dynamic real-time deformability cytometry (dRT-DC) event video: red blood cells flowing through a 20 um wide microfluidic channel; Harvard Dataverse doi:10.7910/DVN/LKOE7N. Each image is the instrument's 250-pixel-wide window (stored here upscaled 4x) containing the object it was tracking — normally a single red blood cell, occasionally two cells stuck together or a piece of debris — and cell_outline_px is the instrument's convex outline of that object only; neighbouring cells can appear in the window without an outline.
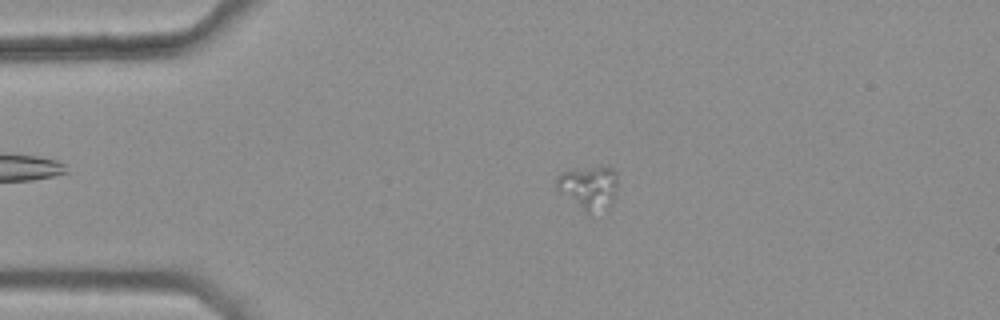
{"species": "common noctule bat (a hibernating species)", "species_latin": "Nyctalus noctula", "temperature_condition": "warm", "stored_images_in_passage": 41, "camera_frame_rate_fps": 3000, "um_per_image_px": 0.085, "animal": {"sex": "female", "body_mass_g": 25.1}, "frame": {"image": 1, "passage_image": 6, "time_ms": 1.667, "image_size_px": [1000, 320], "cell_outline_px": [[616, 196], [608, 204], [588, 212], [584, 212], [556, 188], [556, 176], [572, 168], [612, 168], [616, 172]], "centroid_in_image_um": [50.0, 15.89], "position_along_channel_um": 35.0, "area_um2": 14.85}}